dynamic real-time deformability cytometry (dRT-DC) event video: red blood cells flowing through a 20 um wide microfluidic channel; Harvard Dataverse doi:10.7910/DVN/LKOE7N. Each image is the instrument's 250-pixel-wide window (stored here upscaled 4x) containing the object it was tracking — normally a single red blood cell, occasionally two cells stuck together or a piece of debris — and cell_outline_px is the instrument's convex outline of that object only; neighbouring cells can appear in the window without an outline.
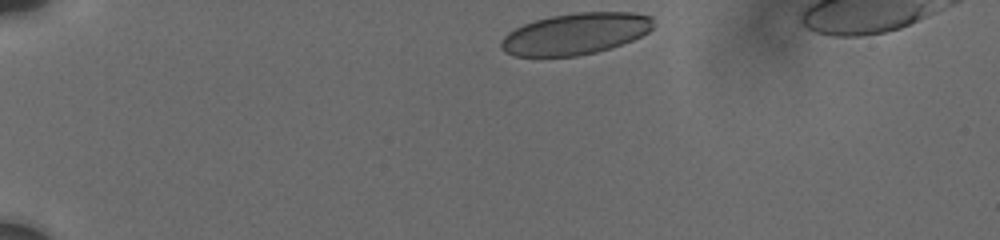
{"species": "human", "species_latin": "Homo sapiens", "temperature_condition": "cold", "stored_images_in_passage": 21, "camera_frame_rate_fps": 3000, "um_per_image_px": 0.085, "donor": {"sex": "male"}, "frame": {"image": 1, "passage_image": 1, "time_ms": 0.0, "image_size_px": [1000, 240], "cell_outline_px": [[652, 28], [648, 32], [632, 40], [596, 52], [576, 56], [512, 56], [504, 52], [500, 48], [500, 40], [508, 32], [524, 24], [536, 20], [552, 16], [576, 12], [632, 12], [652, 16]], "centroid_in_image_um": [48.88, 2.87], "position_along_channel_um": 36.1, "area_um2": 36.65}}
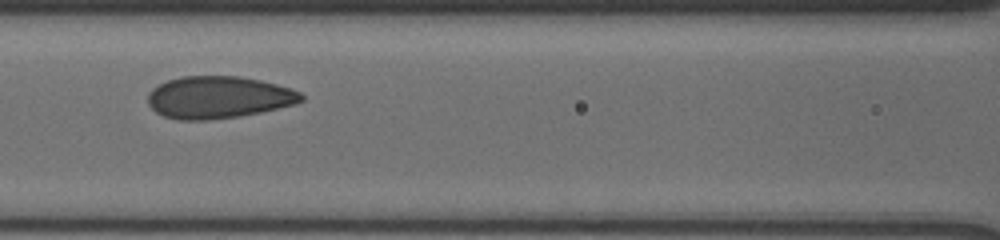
{"frame": {"image": 2, "passage_image": 13, "time_ms": 5.0, "image_size_px": [1000, 240], "cell_outline_px": [[304, 100], [296, 104], [260, 112], [240, 116], [204, 120], [180, 120], [164, 116], [156, 112], [148, 104], [148, 92], [152, 88], [168, 80], [180, 76], [240, 76], [260, 80], [292, 88], [300, 92], [304, 96]], "centroid_in_image_um": [18.58, 8.27], "position_along_channel_um": 148.0, "area_um2": 37.8}}
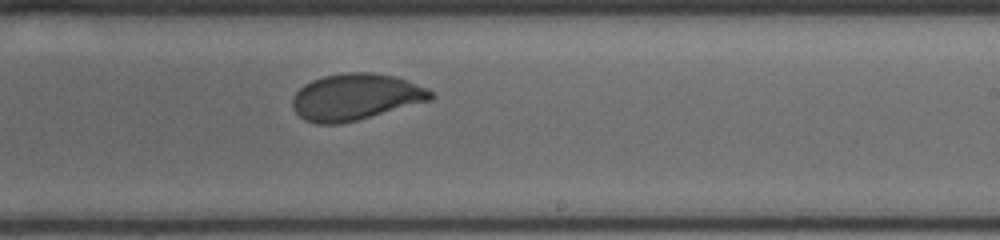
{"frame": {"image": 3, "passage_image": 21, "time_ms": 8.0, "image_size_px": [1000, 240], "cell_outline_px": [[436, 96], [432, 100], [356, 120], [340, 124], [316, 124], [304, 120], [292, 108], [292, 100], [296, 92], [304, 84], [312, 80], [324, 76], [348, 72], [372, 72], [396, 76], [428, 88]], "centroid_in_image_um": [30.23, 8.24], "position_along_channel_um": 258.8, "area_um2": 37.51}}